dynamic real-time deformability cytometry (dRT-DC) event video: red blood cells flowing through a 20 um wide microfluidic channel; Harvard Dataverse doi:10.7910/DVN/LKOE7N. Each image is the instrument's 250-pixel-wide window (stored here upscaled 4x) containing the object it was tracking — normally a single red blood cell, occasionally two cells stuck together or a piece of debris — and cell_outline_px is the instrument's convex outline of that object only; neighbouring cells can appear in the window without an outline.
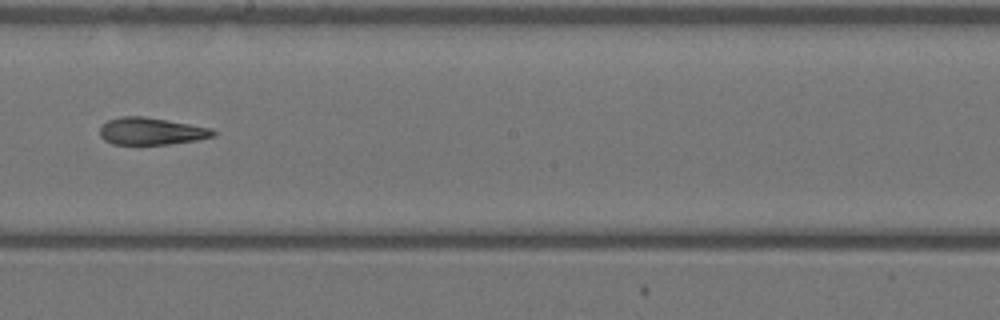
{"species": "Egyptian fruit bat (a non-hibernating species)", "species_latin": "Rousettus aegyptiacus", "temperature_condition": "warm", "stored_images_in_passage": 32, "camera_frame_rate_fps": 3000, "um_per_image_px": 0.085, "animal": {"sex": "female"}, "frame": {"image": 1, "passage_image": 18, "time_ms": 5.667, "image_size_px": [1000, 320], "cell_outline_px": [[216, 132], [212, 136], [196, 140], [168, 144], [112, 144], [104, 140], [100, 136], [100, 128], [108, 120], [120, 116], [144, 116], [212, 128]], "centroid_in_image_um": [12.83, 11.15], "position_along_channel_um": 235.4, "area_um2": 17.8}}